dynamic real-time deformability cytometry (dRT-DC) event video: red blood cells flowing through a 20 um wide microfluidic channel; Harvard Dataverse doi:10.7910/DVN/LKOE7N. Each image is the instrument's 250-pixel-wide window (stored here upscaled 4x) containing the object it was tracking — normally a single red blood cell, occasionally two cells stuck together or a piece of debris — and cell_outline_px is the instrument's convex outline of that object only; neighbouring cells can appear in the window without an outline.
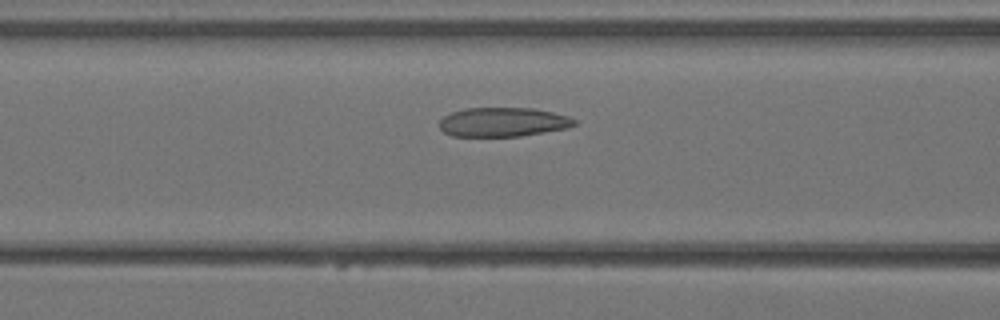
{"species": "Egyptian fruit bat (a non-hibernating species)", "species_latin": "Rousettus aegyptiacus", "temperature_condition": "warm", "stored_images_in_passage": 33, "camera_frame_rate_fps": 3000, "um_per_image_px": 0.085, "animal": {"sex": "female"}, "frame": {"image": 1, "passage_image": 11, "time_ms": 3.333, "image_size_px": [1000, 320], "cell_outline_px": [[576, 124], [564, 128], [544, 132], [520, 136], [452, 136], [444, 132], [440, 128], [440, 120], [444, 116], [452, 112], [464, 108], [532, 108], [552, 112], [568, 116], [576, 120]], "centroid_in_image_um": [42.73, 10.37], "position_along_channel_um": 123.9, "area_um2": 22.77}}
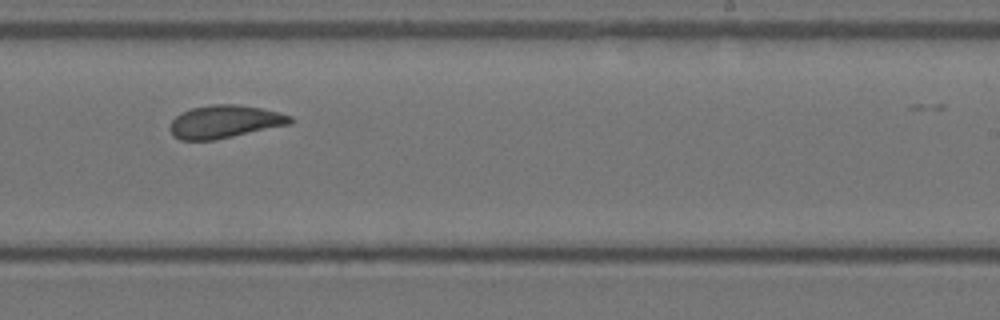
{"frame": {"image": 2, "passage_image": 19, "time_ms": 6.0, "image_size_px": [1000, 320], "cell_outline_px": [[292, 124], [216, 140], [180, 140], [172, 136], [168, 128], [172, 120], [180, 112], [192, 108], [212, 104], [236, 104], [260, 108], [280, 112], [292, 116]], "centroid_in_image_um": [19.08, 10.35], "position_along_channel_um": 269.9, "area_um2": 23.35}}
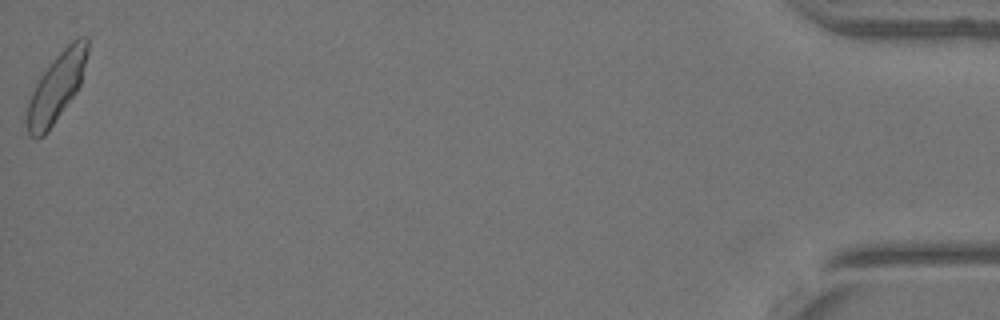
{"frame": {"image": 3, "passage_image": 33, "time_ms": 10.667, "image_size_px": [1000, 320], "cell_outline_px": [[88, 52], [80, 84], [76, 92], [48, 132], [44, 136], [36, 140], [28, 136], [28, 100], [40, 76], [52, 60], [72, 40], [80, 36], [88, 36]], "centroid_in_image_um": [4.81, 7.42], "position_along_channel_um": 430.4, "area_um2": 23.93}}